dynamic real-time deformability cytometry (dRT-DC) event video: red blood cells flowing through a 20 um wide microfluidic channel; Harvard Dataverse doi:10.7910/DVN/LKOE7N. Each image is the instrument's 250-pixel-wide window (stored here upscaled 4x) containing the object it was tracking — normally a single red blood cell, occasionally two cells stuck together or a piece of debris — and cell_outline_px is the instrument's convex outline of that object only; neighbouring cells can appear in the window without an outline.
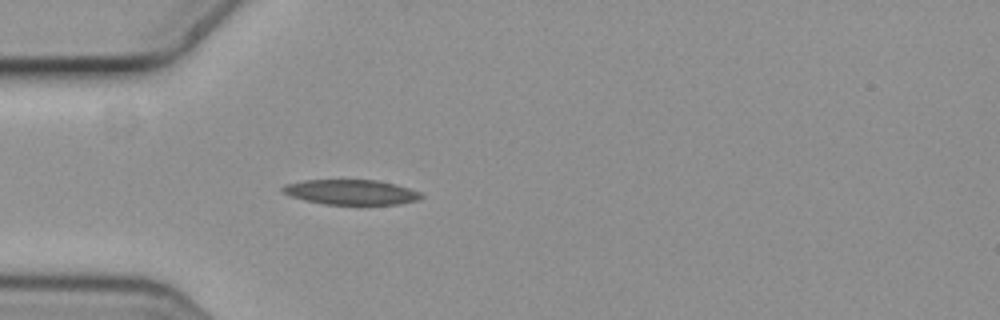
{"species": "common noctule bat (a hibernating species)", "species_latin": "Nyctalus noctula", "temperature_condition": "cold", "stored_images_in_passage": 4, "camera_frame_rate_fps": 3000, "um_per_image_px": 0.085, "animal": {"sex": "female", "body_mass_g": 19.3, "forearm_length_mm": 54.1}, "frame": {"image": 1, "passage_image": 4, "time_ms": 1.0, "image_size_px": [1000, 320], "cell_outline_px": [[424, 196], [420, 200], [400, 204], [324, 204], [304, 200], [292, 196], [284, 192], [280, 188], [284, 184], [304, 180], [376, 180], [396, 184], [420, 192]], "centroid_in_image_um": [29.86, 16.33], "position_along_channel_um": 55.1, "area_um2": 20.17}}